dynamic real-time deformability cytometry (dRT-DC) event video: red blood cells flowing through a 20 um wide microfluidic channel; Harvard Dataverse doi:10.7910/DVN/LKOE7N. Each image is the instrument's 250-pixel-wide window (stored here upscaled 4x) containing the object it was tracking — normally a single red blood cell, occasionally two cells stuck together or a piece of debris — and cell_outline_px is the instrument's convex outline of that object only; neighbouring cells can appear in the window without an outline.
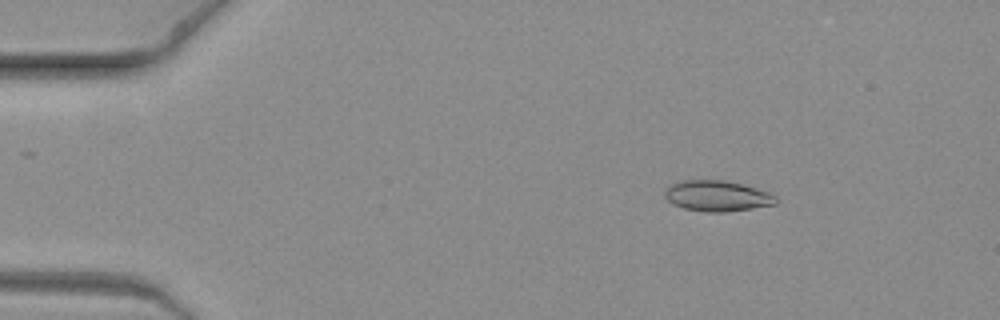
{"species": "common noctule bat (a hibernating species)", "species_latin": "Nyctalus noctula", "temperature_condition": "warm", "stored_images_in_passage": 7, "camera_frame_rate_fps": 3000, "um_per_image_px": 0.085, "animal": {"sex": "female", "body_mass_g": 19.3, "forearm_length_mm": 54.1}, "frame": {"image": 1, "passage_image": 2, "time_ms": 0.333, "image_size_px": [1000, 320], "cell_outline_px": [[780, 200], [776, 204], [752, 208], [724, 212], [708, 212], [684, 208], [672, 204], [664, 196], [664, 192], [672, 184], [680, 180], [724, 180], [740, 184], [768, 192], [776, 196]], "centroid_in_image_um": [60.96, 16.66], "position_along_channel_um": 24.0, "area_um2": 19.77}}
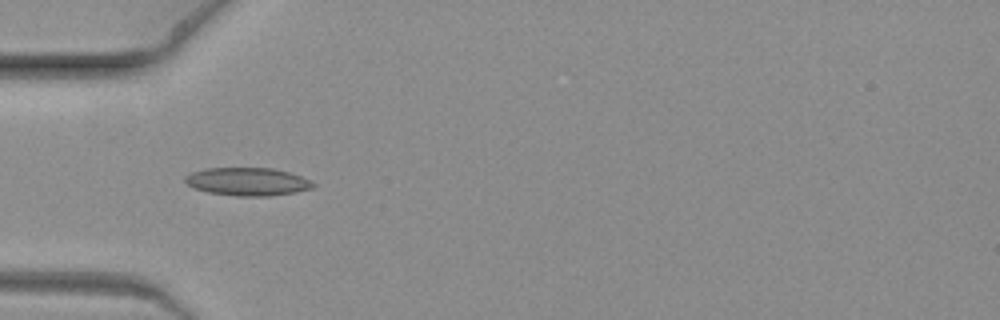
{"frame": {"image": 2, "passage_image": 6, "time_ms": 1.667, "image_size_px": [1000, 320], "cell_outline_px": [[316, 184], [312, 188], [296, 192], [268, 196], [236, 196], [208, 192], [192, 188], [184, 180], [184, 176], [192, 172], [204, 168], [272, 168], [288, 172], [300, 176]], "centroid_in_image_um": [21.0, 15.44], "position_along_channel_um": 64.0, "area_um2": 20.87}}